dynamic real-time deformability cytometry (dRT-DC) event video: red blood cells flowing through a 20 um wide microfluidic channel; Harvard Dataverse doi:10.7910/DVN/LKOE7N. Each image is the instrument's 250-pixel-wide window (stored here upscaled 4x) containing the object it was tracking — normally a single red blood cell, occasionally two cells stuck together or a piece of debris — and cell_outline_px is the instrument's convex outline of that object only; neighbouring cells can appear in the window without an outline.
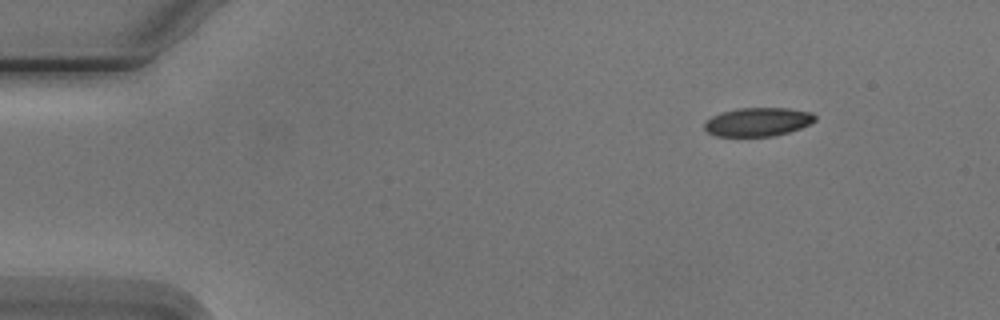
{"species": "Egyptian fruit bat (a non-hibernating species)", "species_latin": "Rousettus aegyptiacus", "temperature_condition": "cold", "stored_images_in_passage": 7, "camera_frame_rate_fps": 3000, "um_per_image_px": 0.085, "animal": {"sex": "male"}, "frame": {"image": 1, "passage_image": 1, "time_ms": 0.0, "image_size_px": [1000, 320], "cell_outline_px": [[816, 120], [800, 128], [788, 132], [772, 136], [716, 136], [708, 132], [704, 128], [704, 124], [712, 116], [736, 108], [788, 108], [812, 112], [816, 116]], "centroid_in_image_um": [64.43, 10.36], "position_along_channel_um": 20.6, "area_um2": 18.32}}
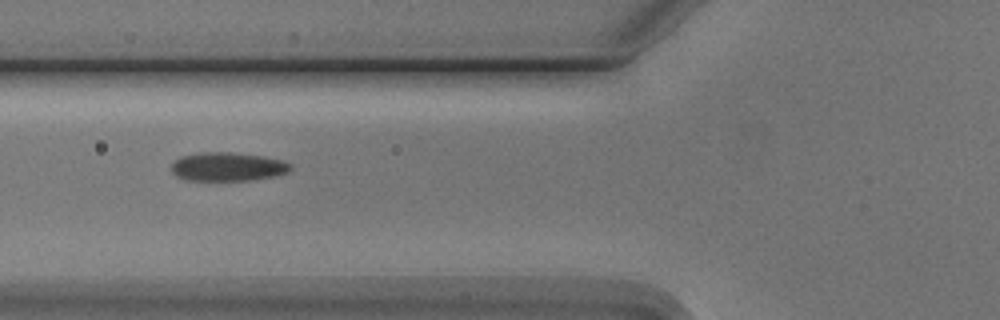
{"frame": {"image": 2, "passage_image": 5, "time_ms": 4.667, "image_size_px": [1000, 320], "cell_outline_px": [[292, 168], [288, 172], [272, 176], [252, 180], [184, 180], [176, 176], [172, 172], [172, 164], [180, 156], [200, 152], [228, 152], [264, 156], [284, 160], [292, 164]], "centroid_in_image_um": [19.36, 14.16], "position_along_channel_um": 106.4, "area_um2": 20.0}}
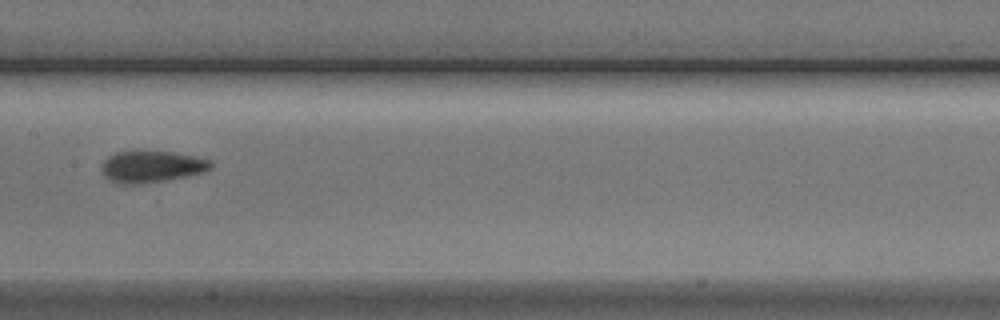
{"frame": {"image": 3, "passage_image": 7, "time_ms": 7.0, "image_size_px": [1000, 320], "cell_outline_px": [[212, 168], [204, 172], [164, 180], [140, 184], [124, 184], [112, 180], [104, 176], [100, 168], [104, 160], [108, 156], [116, 152], [132, 148], [144, 148], [172, 152], [196, 156], [212, 160]], "centroid_in_image_um": [12.86, 14.09], "position_along_channel_um": 194.5, "area_um2": 20.87}}